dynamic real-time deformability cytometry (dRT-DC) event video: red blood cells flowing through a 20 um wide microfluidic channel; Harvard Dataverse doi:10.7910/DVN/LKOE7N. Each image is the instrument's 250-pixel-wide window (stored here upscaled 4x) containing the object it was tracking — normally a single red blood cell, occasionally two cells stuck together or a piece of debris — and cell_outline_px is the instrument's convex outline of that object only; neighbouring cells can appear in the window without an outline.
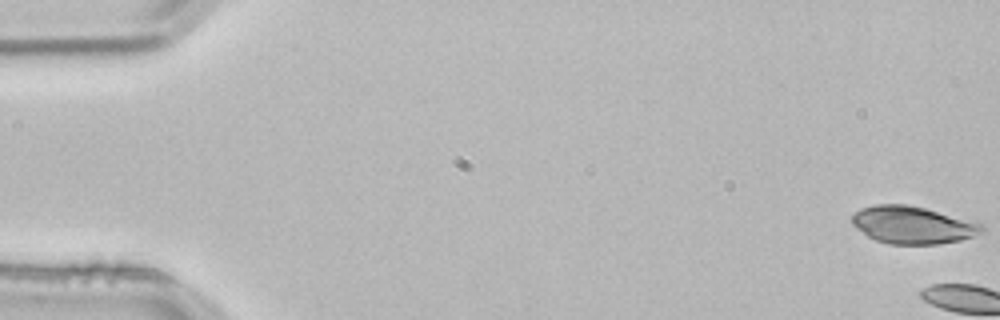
{"species": "common noctule bat (a hibernating species)", "species_latin": "Nyctalus noctula", "temperature_condition": "room temperature", "stored_images_in_passage": 5, "camera_frame_rate_fps": 3000, "um_per_image_px": 0.085, "animal": {"sex": "male", "body_mass_g": 21.5, "forearm_length_mm": 52.0}, "frame": {"image": 1, "passage_image": 1, "time_ms": 0.0, "image_size_px": [1000, 320], "cell_outline_px": [[984, 232], [960, 240], [936, 244], [892, 244], [876, 240], [868, 236], [852, 224], [852, 216], [860, 208], [876, 204], [904, 204], [924, 208], [980, 224], [984, 228]], "centroid_in_image_um": [77.53, 19.12], "position_along_channel_um": 7.5, "area_um2": 27.74}}
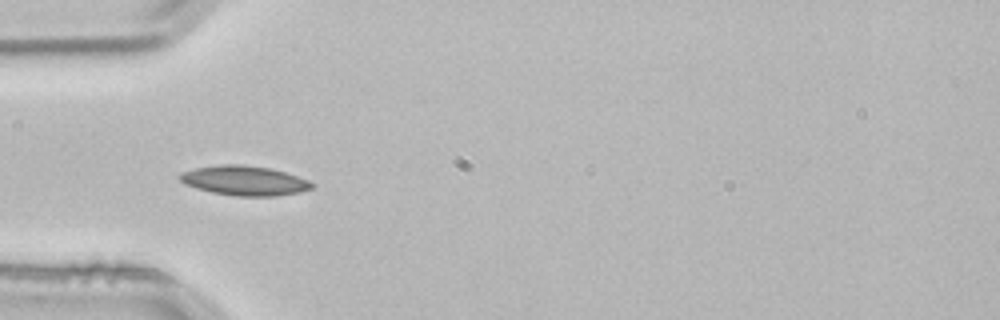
{"frame": {"image": 2, "passage_image": 5, "time_ms": 1.333, "image_size_px": [1000, 320], "cell_outline_px": [[316, 188], [300, 192], [276, 196], [236, 196], [212, 192], [196, 188], [184, 184], [180, 180], [180, 172], [196, 168], [220, 164], [240, 164], [272, 168], [308, 180], [316, 184]], "centroid_in_image_um": [20.81, 15.35], "position_along_channel_um": 64.2, "area_um2": 22.95}}